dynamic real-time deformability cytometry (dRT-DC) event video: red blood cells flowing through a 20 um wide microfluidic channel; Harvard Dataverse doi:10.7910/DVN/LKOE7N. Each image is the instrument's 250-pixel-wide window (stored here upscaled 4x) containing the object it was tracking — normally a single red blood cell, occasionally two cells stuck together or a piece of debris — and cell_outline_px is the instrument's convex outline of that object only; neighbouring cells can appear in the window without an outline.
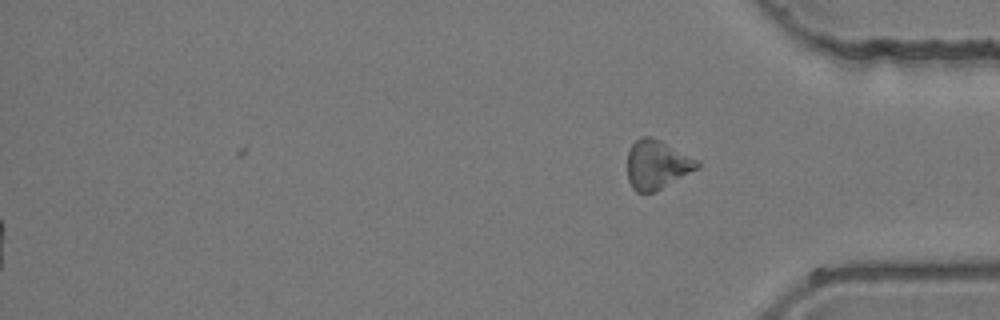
{"species": "common noctule bat (a hibernating species)", "species_latin": "Nyctalus noctula", "temperature_condition": "room temperature", "stored_images_in_passage": 39, "segment_of_instrument_passage": [2, 2], "camera_frame_rate_fps": 3000, "um_per_image_px": 0.085, "animal": {"sex": "female", "body_mass_g": 24.6, "forearm_length_mm": 56.2}, "frame": {"image": 1, "passage_image": 39, "time_ms": 12.667, "image_size_px": [1000, 320], "cell_outline_px": [[700, 168], [656, 192], [636, 192], [632, 188], [628, 180], [628, 152], [632, 144], [640, 136], [652, 136], [660, 140], [696, 160], [700, 164]], "centroid_in_image_um": [55.82, 14.01], "position_along_channel_um": 379.4, "area_um2": 19.94}}